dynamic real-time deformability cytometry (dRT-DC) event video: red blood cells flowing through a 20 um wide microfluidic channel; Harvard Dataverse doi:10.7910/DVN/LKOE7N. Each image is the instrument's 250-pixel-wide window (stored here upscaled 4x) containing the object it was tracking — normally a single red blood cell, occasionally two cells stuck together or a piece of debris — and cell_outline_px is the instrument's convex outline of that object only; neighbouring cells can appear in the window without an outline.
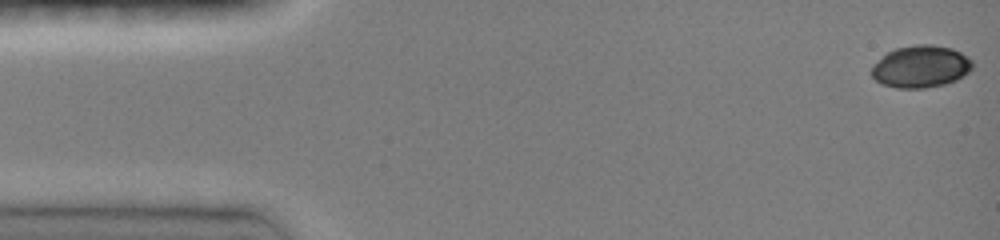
{"species": "common noctule bat (a hibernating species)", "species_latin": "Nyctalus noctula", "temperature_condition": "room temperature", "stored_images_in_passage": 47, "camera_frame_rate_fps": 3000, "um_per_image_px": 0.085, "animal": {"sex": "female", "body_mass_g": 19.0, "forearm_length_mm": 51.5}, "frame": {"image": 1, "passage_image": 1, "time_ms": 0.0, "image_size_px": [1000, 240], "cell_outline_px": [[972, 68], [968, 72], [956, 80], [944, 84], [924, 88], [896, 88], [880, 84], [872, 76], [872, 64], [888, 52], [896, 48], [916, 44], [932, 44], [952, 48], [960, 52], [972, 60]], "centroid_in_image_um": [78.25, 5.66], "position_along_channel_um": 6.8, "area_um2": 24.8}}
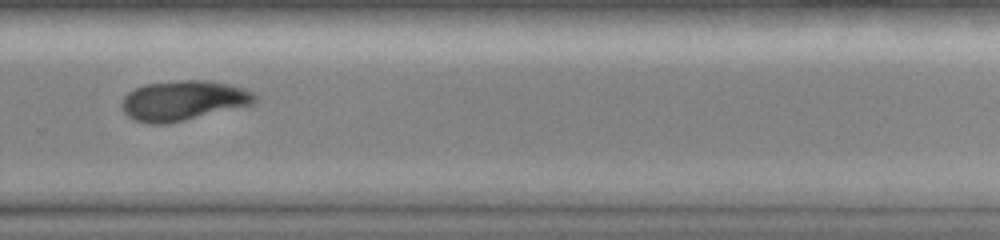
{"frame": {"image": 2, "passage_image": 33, "time_ms": 10.667, "image_size_px": [1000, 240], "cell_outline_px": [[256, 100], [252, 104], [184, 120], [164, 124], [148, 124], [132, 120], [124, 112], [120, 104], [124, 96], [128, 92], [144, 84], [180, 80], [208, 80], [228, 84], [244, 88], [256, 92]], "centroid_in_image_um": [15.55, 8.54], "position_along_channel_um": 314.3, "area_um2": 30.98}}
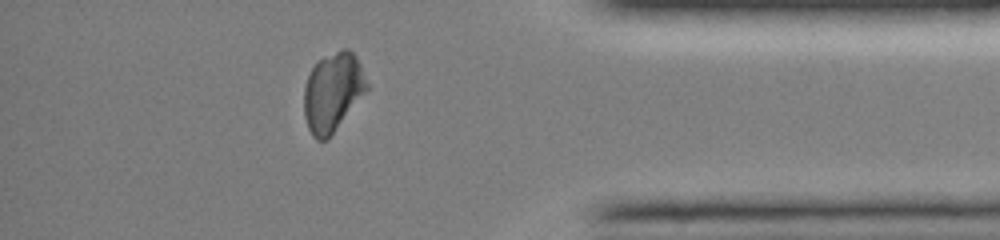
{"frame": {"image": 3, "passage_image": 41, "time_ms": 13.333, "image_size_px": [1000, 240], "cell_outline_px": [[368, 88], [328, 140], [316, 140], [312, 136], [308, 128], [304, 116], [304, 88], [308, 76], [312, 68], [320, 60], [340, 48], [348, 48], [356, 56], [360, 64], [368, 84]], "centroid_in_image_um": [28.27, 7.84], "position_along_channel_um": 406.9, "area_um2": 28.67}, "authors_computed_cell_mechanics": {"area_um2": 29.767, "velocity_mm_per_s": 4.044, "shape_relaxation_time_tau1_ms": 5.2466, "shape_relaxation_time_tau2_ms": null, "deformation_change_tau1": 0.1286, "deformation_change_tau2": null}}